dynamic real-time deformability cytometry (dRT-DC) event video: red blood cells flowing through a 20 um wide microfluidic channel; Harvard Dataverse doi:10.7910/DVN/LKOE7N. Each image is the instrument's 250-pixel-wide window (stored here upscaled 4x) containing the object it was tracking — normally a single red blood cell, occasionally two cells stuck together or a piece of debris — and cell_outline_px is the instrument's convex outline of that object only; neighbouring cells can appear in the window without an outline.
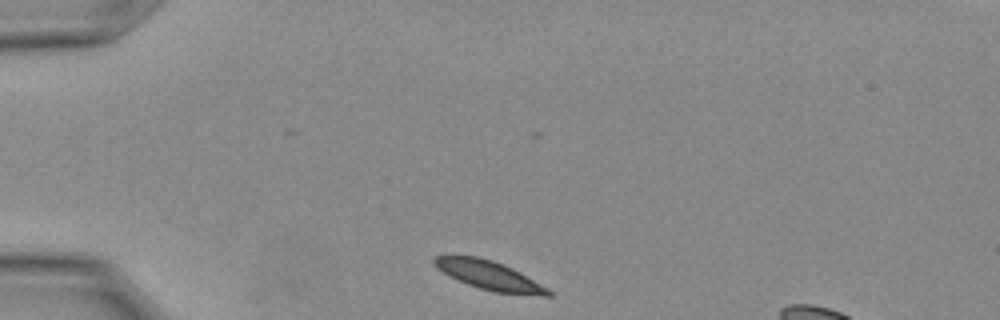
{"species": "Egyptian fruit bat (a non-hibernating species)", "species_latin": "Rousettus aegyptiacus", "temperature_condition": "warm", "stored_images_in_passage": 10, "camera_frame_rate_fps": 3000, "um_per_image_px": 0.085, "animal": {"sex": "female"}, "frame": {"image": 1, "passage_image": 1, "time_ms": 0.0, "image_size_px": [1000, 320], "cell_outline_px": [[552, 296], [540, 296], [492, 292], [468, 284], [444, 272], [432, 260], [436, 256], [476, 256], [492, 260], [512, 268], [548, 288], [552, 292]], "centroid_in_image_um": [41.67, 23.43], "position_along_channel_um": 43.3, "area_um2": 18.73}}
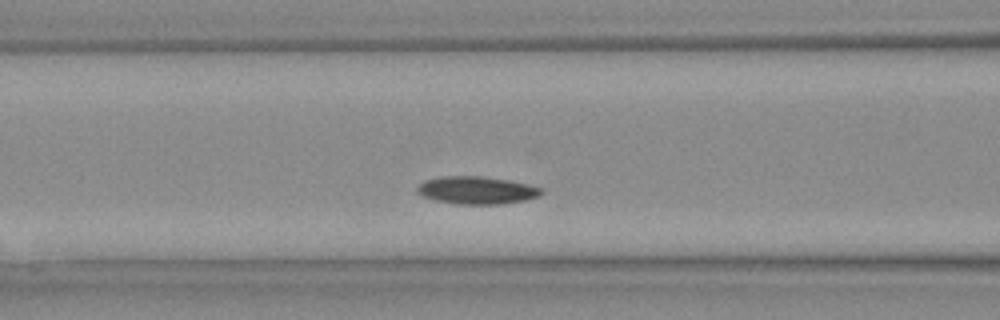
{"frame": {"image": 2, "passage_image": 6, "time_ms": 1.667, "image_size_px": [1000, 320], "cell_outline_px": [[544, 192], [540, 196], [524, 200], [500, 204], [456, 204], [436, 200], [424, 196], [416, 192], [416, 188], [424, 180], [440, 176], [484, 176], [508, 180], [528, 184], [544, 188]], "centroid_in_image_um": [40.54, 16.16], "position_along_channel_um": 126.1, "area_um2": 20.11}}
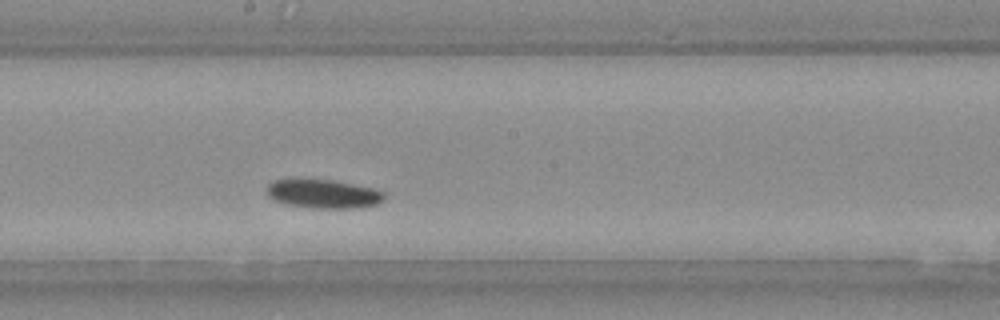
{"frame": {"image": 3, "passage_image": 10, "time_ms": 3.0, "image_size_px": [1000, 320], "cell_outline_px": [[384, 200], [376, 204], [360, 208], [312, 208], [284, 204], [268, 196], [264, 188], [272, 180], [332, 180], [376, 188], [384, 192]], "centroid_in_image_um": [27.49, 16.48], "position_along_channel_um": 220.7, "area_um2": 19.83}}